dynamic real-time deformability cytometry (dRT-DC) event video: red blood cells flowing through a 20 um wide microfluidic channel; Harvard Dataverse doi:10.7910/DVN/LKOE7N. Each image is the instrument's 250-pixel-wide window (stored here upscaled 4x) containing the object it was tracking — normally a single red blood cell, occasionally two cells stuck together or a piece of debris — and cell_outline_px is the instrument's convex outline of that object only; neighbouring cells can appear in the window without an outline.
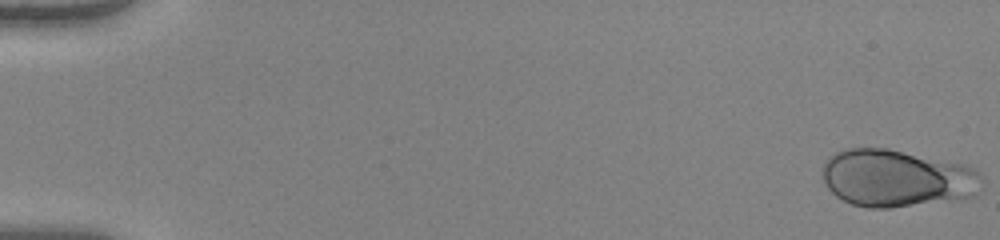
{"species": "human", "species_latin": "Homo sapiens", "temperature_condition": "warm", "stored_images_in_passage": 25, "camera_frame_rate_fps": 3000, "um_per_image_px": 0.085, "donor": {"sex": "female"}, "frame": {"image": 1, "passage_image": 1, "time_ms": 0.0, "image_size_px": [1000, 240], "cell_outline_px": [[984, 180], [980, 192], [976, 196], [888, 208], [868, 208], [852, 204], [836, 196], [824, 184], [824, 164], [836, 152], [848, 148], [888, 148], [964, 164], [976, 168], [980, 172]], "centroid_in_image_um": [76.29, 15.14], "position_along_channel_um": 8.7, "area_um2": 53.35}}
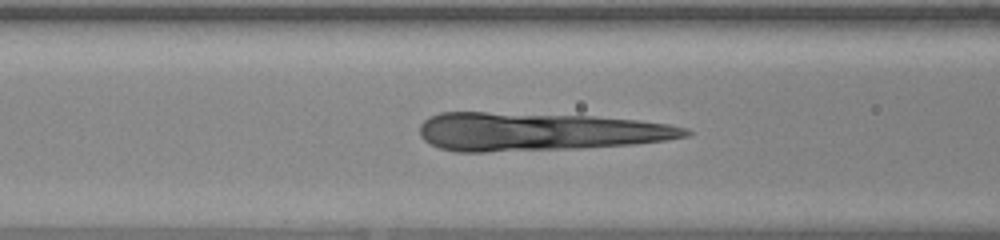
{"frame": {"image": 2, "passage_image": 22, "time_ms": 7.0, "image_size_px": [1000, 240], "cell_outline_px": [[692, 132], [688, 136], [664, 140], [636, 144], [584, 148], [484, 152], [456, 152], [440, 148], [424, 140], [420, 136], [420, 124], [428, 116], [440, 112], [484, 112], [596, 116], [640, 120], [668, 124], [688, 128]], "centroid_in_image_um": [45.78, 11.19], "position_along_channel_um": 120.8, "area_um2": 59.65}}
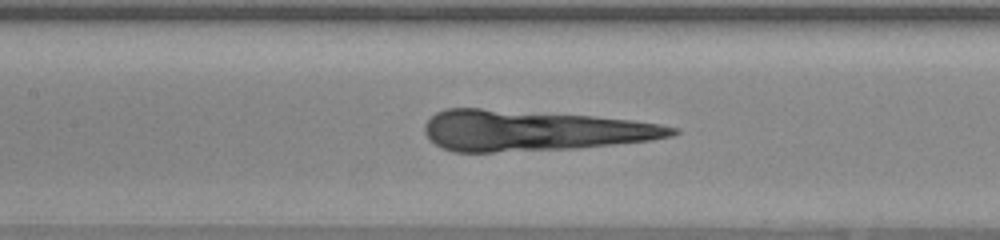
{"frame": {"image": 3, "passage_image": 25, "time_ms": 8.0, "image_size_px": [1000, 240], "cell_outline_px": [[680, 132], [672, 136], [652, 140], [580, 148], [492, 152], [452, 152], [440, 148], [428, 140], [424, 132], [424, 124], [436, 112], [444, 108], [480, 108], [592, 116], [632, 120], [660, 124], [680, 128]], "centroid_in_image_um": [45.3, 11.11], "position_along_channel_um": 162.1, "area_um2": 59.01}}